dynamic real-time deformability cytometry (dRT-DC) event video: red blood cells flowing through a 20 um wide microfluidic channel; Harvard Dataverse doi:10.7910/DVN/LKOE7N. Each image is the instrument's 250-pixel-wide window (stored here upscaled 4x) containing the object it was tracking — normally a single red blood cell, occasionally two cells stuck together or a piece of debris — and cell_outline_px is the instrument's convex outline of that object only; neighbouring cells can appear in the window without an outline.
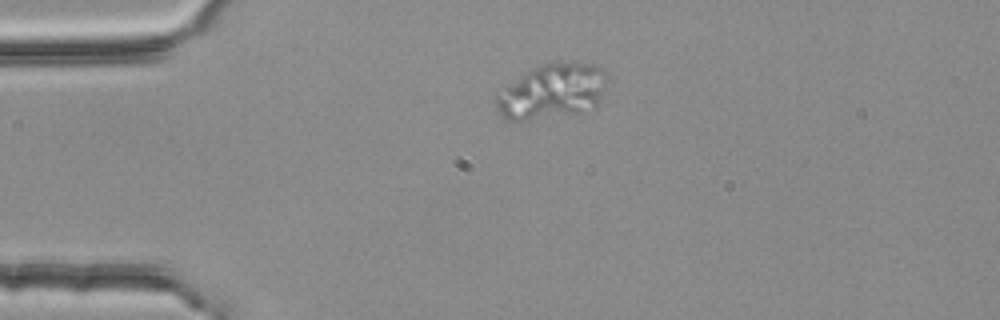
{"species": "common noctule bat (a hibernating species)", "species_latin": "Nyctalus noctula", "temperature_condition": "room temperature", "stored_images_in_passage": 2, "camera_frame_rate_fps": 3000, "um_per_image_px": 0.085, "animal": {"sex": "female", "body_mass_g": 25.1}, "frame": {"image": 1, "passage_image": 1, "time_ms": 0.0, "image_size_px": [1000, 320], "cell_outline_px": [[608, 76], [600, 100], [596, 104], [580, 112], [524, 120], [508, 120], [496, 108], [496, 88], [536, 64], [596, 64], [604, 68], [608, 72]], "centroid_in_image_um": [46.85, 7.73], "position_along_channel_um": 38.1, "area_um2": 35.66}}